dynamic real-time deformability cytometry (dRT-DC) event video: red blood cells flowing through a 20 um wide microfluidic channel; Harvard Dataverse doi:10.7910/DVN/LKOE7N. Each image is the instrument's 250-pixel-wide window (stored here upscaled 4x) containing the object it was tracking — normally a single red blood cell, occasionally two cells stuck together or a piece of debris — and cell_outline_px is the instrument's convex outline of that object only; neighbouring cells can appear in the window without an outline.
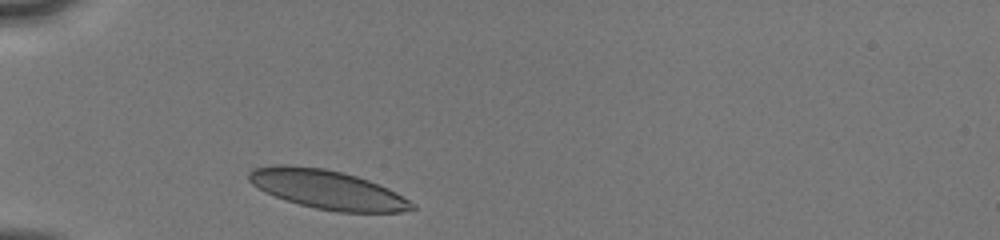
{"species": "human", "species_latin": "Homo sapiens", "temperature_condition": "cold", "stored_images_in_passage": 23, "camera_frame_rate_fps": 3000, "um_per_image_px": 0.085, "donor": {"sex": "male"}, "frame": {"image": 1, "passage_image": 1, "time_ms": 0.0, "image_size_px": [1000, 240], "cell_outline_px": [[416, 208], [400, 212], [336, 212], [316, 208], [300, 204], [264, 192], [252, 184], [248, 180], [248, 172], [252, 168], [272, 164], [284, 164], [324, 168], [344, 172], [368, 180], [388, 188], [396, 192], [416, 204]], "centroid_in_image_um": [27.81, 16.09], "position_along_channel_um": 57.2, "area_um2": 37.17}}
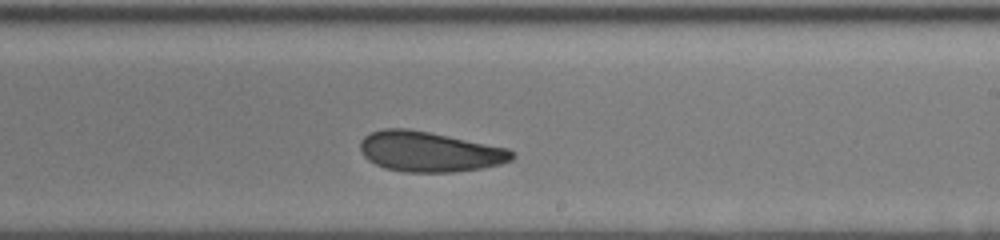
{"frame": {"image": 2, "passage_image": 14, "time_ms": 5.333, "image_size_px": [1000, 240], "cell_outline_px": [[516, 156], [512, 160], [500, 164], [480, 168], [452, 172], [404, 172], [384, 168], [368, 160], [364, 156], [360, 148], [360, 140], [364, 136], [372, 132], [384, 128], [408, 128], [508, 148], [516, 152]], "centroid_in_image_um": [36.5, 12.89], "position_along_channel_um": 252.5, "area_um2": 35.55}}
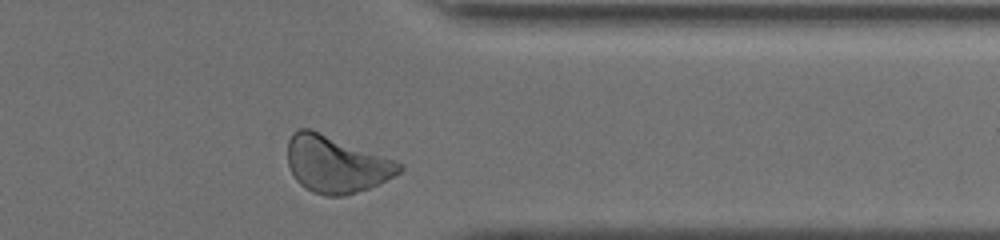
{"frame": {"image": 3, "passage_image": 23, "time_ms": 8.667, "image_size_px": [1000, 240], "cell_outline_px": [[404, 168], [400, 172], [368, 188], [344, 196], [324, 196], [312, 192], [304, 188], [296, 180], [288, 164], [288, 140], [292, 132], [300, 128], [308, 128], [396, 160], [404, 164]], "centroid_in_image_um": [28.55, 13.97], "position_along_channel_um": 382.9, "area_um2": 36.76}, "authors_computed_cell_mechanics": {"area_um2": 35.9516, "velocity_mm_per_s": 3.981, "shape_relaxation_time_tau1_ms": 4.9652, "shape_relaxation_time_tau2_ms": 2.8158, "deformation_change_tau1": 0.1025, "deformation_change_tau2": 0.0725}}